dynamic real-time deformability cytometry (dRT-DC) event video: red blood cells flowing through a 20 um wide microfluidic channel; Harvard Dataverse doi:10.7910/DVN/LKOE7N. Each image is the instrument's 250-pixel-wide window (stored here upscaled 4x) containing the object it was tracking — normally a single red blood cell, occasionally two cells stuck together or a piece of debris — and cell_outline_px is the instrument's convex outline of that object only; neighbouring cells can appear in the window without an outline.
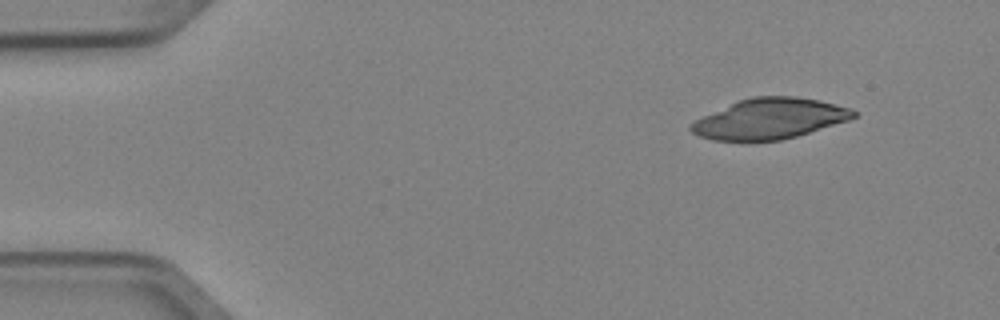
{"species": "Egyptian fruit bat (a non-hibernating species)", "species_latin": "Rousettus aegyptiacus", "temperature_condition": "cold", "stored_images_in_passage": 5, "camera_frame_rate_fps": 3000, "um_per_image_px": 0.085, "animal": {"sex": "female"}, "frame": {"image": 1, "passage_image": 1, "time_ms": 0.0, "image_size_px": [1000, 320], "cell_outline_px": [[856, 116], [848, 120], [796, 136], [780, 140], [712, 140], [700, 136], [692, 132], [688, 128], [696, 120], [704, 116], [740, 100], [752, 96], [796, 96], [820, 100], [852, 108], [856, 112]], "centroid_in_image_um": [65.46, 10.08], "position_along_channel_um": 19.5, "area_um2": 37.8}}